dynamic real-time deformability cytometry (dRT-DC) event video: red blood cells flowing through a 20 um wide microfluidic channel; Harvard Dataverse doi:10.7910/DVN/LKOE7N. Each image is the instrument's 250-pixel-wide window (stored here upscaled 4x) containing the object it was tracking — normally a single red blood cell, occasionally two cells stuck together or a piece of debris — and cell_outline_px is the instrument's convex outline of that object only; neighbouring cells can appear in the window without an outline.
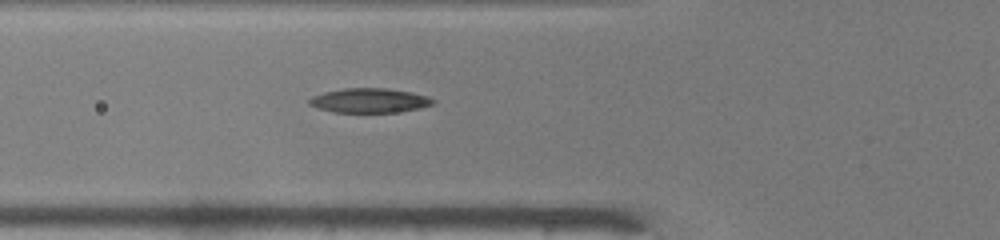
{"species": "common noctule bat (a hibernating species)", "species_latin": "Nyctalus noctula", "temperature_condition": "warm", "stored_images_in_passage": 33, "camera_frame_rate_fps": 3000, "um_per_image_px": 0.085, "animal": {"sex": "male", "body_mass_g": 19.0, "forearm_length_mm": 50.8}, "frame": {"image": 1, "passage_image": 3, "time_ms": 0.667, "image_size_px": [1000, 240], "cell_outline_px": [[436, 100], [432, 104], [420, 108], [396, 112], [336, 112], [320, 108], [308, 104], [308, 100], [312, 96], [324, 92], [344, 88], [384, 88], [408, 92], [428, 96]], "centroid_in_image_um": [31.4, 8.54], "position_along_channel_um": 94.4, "area_um2": 17.4}}
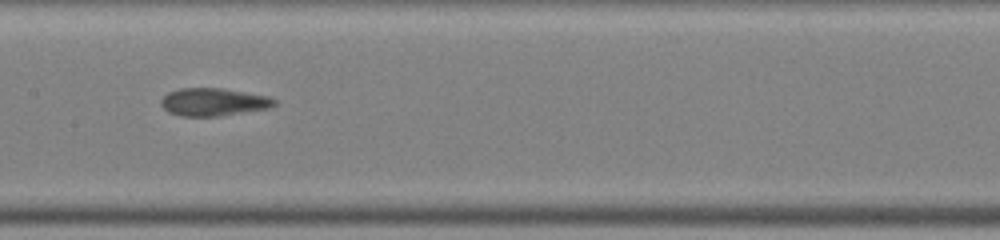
{"frame": {"image": 2, "passage_image": 10, "time_ms": 3.0, "image_size_px": [1000, 240], "cell_outline_px": [[276, 104], [268, 108], [216, 116], [180, 116], [168, 112], [160, 104], [160, 100], [168, 92], [180, 88], [220, 88], [268, 96], [276, 100]], "centroid_in_image_um": [18.1, 8.66], "position_along_channel_um": 189.3, "area_um2": 18.15}}
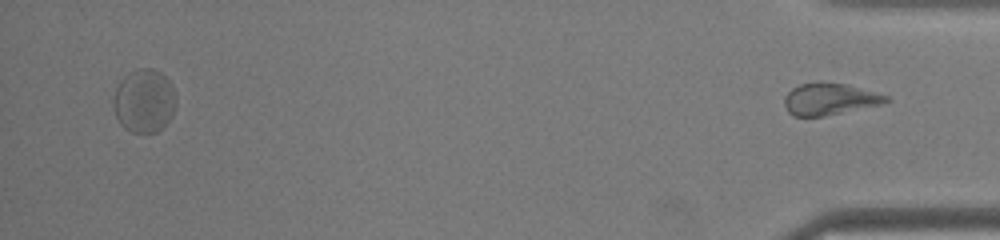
{"frame": {"image": 3, "passage_image": 33, "time_ms": 10.667, "image_size_px": [1000, 240], "cell_outline_px": [[888, 100], [880, 104], [820, 116], [792, 116], [788, 112], [784, 104], [784, 96], [792, 88], [800, 84], [844, 84], [888, 96]], "centroid_in_image_um": [70.44, 8.44], "position_along_channel_um": 364.8, "area_um2": 17.86}}